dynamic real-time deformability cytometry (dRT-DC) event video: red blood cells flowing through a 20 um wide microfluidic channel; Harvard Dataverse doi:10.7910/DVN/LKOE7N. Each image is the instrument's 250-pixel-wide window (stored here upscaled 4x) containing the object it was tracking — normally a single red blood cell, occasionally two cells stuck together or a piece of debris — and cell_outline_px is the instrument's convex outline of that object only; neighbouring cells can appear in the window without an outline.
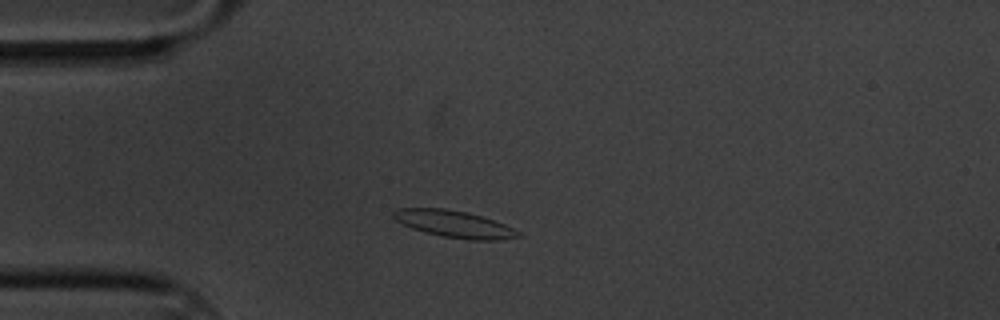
{"species": "common noctule bat (a hibernating species)", "species_latin": "Nyctalus noctula", "temperature_condition": "cold", "stored_images_in_passage": 54, "camera_frame_rate_fps": 3000, "um_per_image_px": 0.085, "animal": {"sex": "male", "body_mass_g": 20.1, "forearm_length_mm": 53.5}, "frame": {"image": 1, "passage_image": 10, "time_ms": 3.0, "image_size_px": [1000, 320], "cell_outline_px": [[524, 236], [500, 240], [468, 240], [444, 236], [424, 232], [412, 228], [396, 220], [392, 216], [392, 212], [396, 208], [444, 208], [468, 212], [504, 224], [520, 232]], "centroid_in_image_um": [38.61, 19.04], "position_along_channel_um": 46.4, "area_um2": 19.54}}
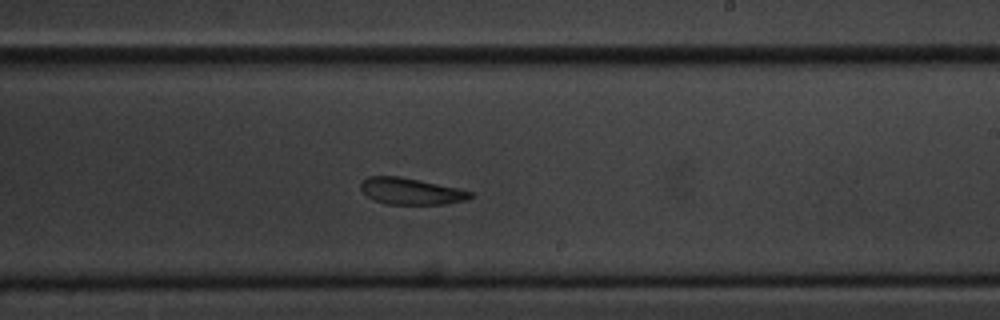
{"frame": {"image": 2, "passage_image": 30, "time_ms": 9.667, "image_size_px": [1000, 320], "cell_outline_px": [[472, 196], [468, 200], [448, 204], [388, 204], [376, 200], [368, 196], [360, 188], [360, 184], [368, 176], [400, 176], [456, 188], [472, 192]], "centroid_in_image_um": [34.94, 16.26], "position_along_channel_um": 254.1, "area_um2": 16.7}}
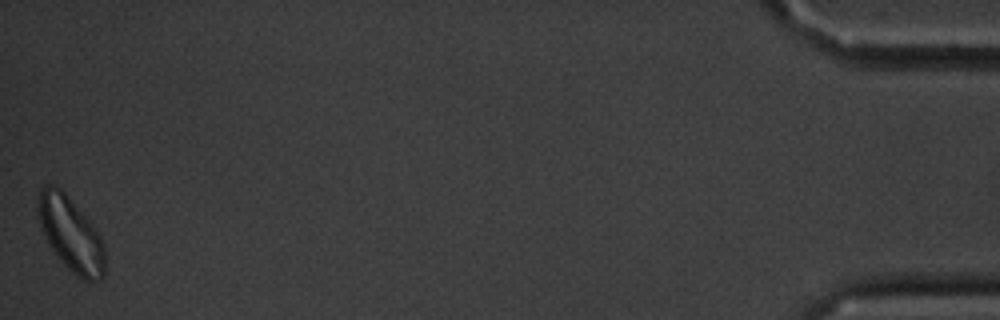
{"frame": {"image": 3, "passage_image": 54, "time_ms": 17.667, "image_size_px": [1000, 320], "cell_outline_px": [[104, 276], [96, 280], [84, 280], [76, 276], [64, 264], [48, 244], [40, 228], [36, 208], [36, 196], [40, 188], [48, 184], [60, 188], [64, 192], [92, 224], [100, 236], [104, 244]], "centroid_in_image_um": [5.96, 19.87], "position_along_channel_um": 429.2, "area_um2": 28.9}, "authors_computed_cell_mechanics": {"area_um2": 18.5249, "velocity_mm_per_s": 3.3441, "shape_relaxation_time_tau1_ms": 4.6009, "shape_relaxation_time_tau2_ms": 3.893, "deformation_change_tau1": 0.0934, "deformation_change_tau2": 0.0864}}